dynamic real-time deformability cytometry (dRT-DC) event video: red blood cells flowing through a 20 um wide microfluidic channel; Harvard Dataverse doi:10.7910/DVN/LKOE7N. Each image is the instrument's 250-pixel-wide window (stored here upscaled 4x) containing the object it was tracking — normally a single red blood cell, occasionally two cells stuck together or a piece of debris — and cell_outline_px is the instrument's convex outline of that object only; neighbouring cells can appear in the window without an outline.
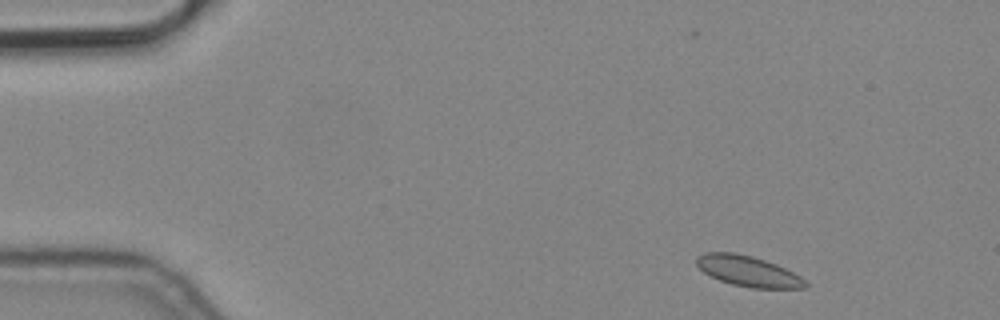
{"species": "common noctule bat (a hibernating species)", "species_latin": "Nyctalus noctula", "temperature_condition": "cold", "stored_images_in_passage": 4, "camera_frame_rate_fps": 3000, "um_per_image_px": 0.085, "animal": {"sex": "male", "body_mass_g": 19.2, "forearm_length_mm": 51.8}, "frame": {"image": 1, "passage_image": 1, "time_ms": 0.0, "image_size_px": [1000, 320], "cell_outline_px": [[808, 284], [804, 288], [752, 288], [732, 284], [720, 280], [704, 272], [696, 264], [696, 256], [704, 252], [736, 252], [752, 256], [776, 264], [800, 276]], "centroid_in_image_um": [63.56, 23.03], "position_along_channel_um": 21.4, "area_um2": 19.25}}